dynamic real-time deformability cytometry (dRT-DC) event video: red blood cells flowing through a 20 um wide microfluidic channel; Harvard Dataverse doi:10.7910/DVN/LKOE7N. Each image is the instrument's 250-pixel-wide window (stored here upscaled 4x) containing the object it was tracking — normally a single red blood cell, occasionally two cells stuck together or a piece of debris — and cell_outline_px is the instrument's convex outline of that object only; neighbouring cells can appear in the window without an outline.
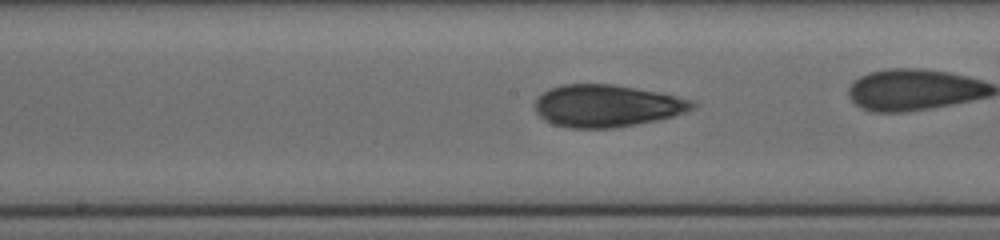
{"species": "human", "species_latin": "Homo sapiens", "temperature_condition": "cold", "stored_images_in_passage": 37, "camera_frame_rate_fps": 3000, "um_per_image_px": 0.085, "donor": {"sex": "female"}, "frame": {"image": 1, "passage_image": 22, "time_ms": 7.0, "image_size_px": [1000, 240], "cell_outline_px": [[696, 108], [672, 116], [656, 120], [636, 124], [612, 128], [568, 128], [552, 124], [544, 120], [536, 112], [536, 100], [548, 88], [564, 84], [612, 84], [656, 92], [676, 96], [692, 100], [696, 104]], "centroid_in_image_um": [51.55, 9.0], "position_along_channel_um": 196.6, "area_um2": 38.49}}